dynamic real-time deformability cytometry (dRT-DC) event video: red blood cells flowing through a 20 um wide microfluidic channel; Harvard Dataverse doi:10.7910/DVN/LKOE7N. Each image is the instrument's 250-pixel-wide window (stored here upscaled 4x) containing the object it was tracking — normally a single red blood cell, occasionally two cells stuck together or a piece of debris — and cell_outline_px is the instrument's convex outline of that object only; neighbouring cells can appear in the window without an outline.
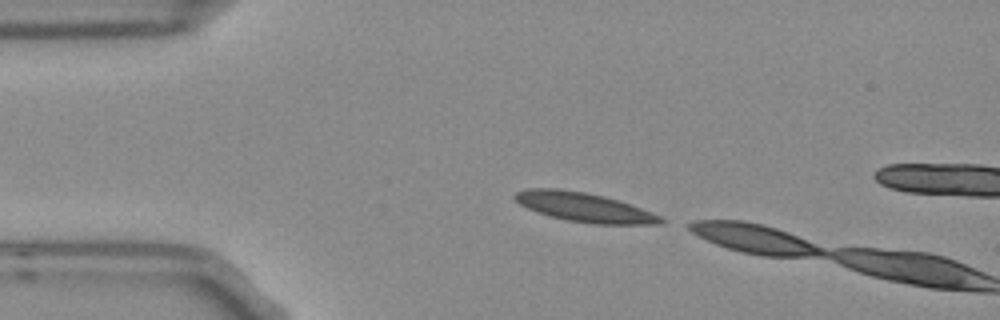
{"species": "Egyptian fruit bat (a non-hibernating species)", "species_latin": "Rousettus aegyptiacus", "temperature_condition": "room temperature", "stored_images_in_passage": 2, "camera_frame_rate_fps": 3000, "um_per_image_px": 0.085, "frame": {"image": 1, "passage_image": 1, "time_ms": 0.0, "image_size_px": [1000, 320], "cell_outline_px": [[668, 220], [660, 224], [592, 224], [568, 220], [536, 212], [520, 204], [512, 196], [516, 192], [528, 188], [560, 188], [584, 192], [604, 196], [640, 208], [660, 216]], "centroid_in_image_um": [49.64, 17.61], "position_along_channel_um": 35.4, "area_um2": 24.62}}